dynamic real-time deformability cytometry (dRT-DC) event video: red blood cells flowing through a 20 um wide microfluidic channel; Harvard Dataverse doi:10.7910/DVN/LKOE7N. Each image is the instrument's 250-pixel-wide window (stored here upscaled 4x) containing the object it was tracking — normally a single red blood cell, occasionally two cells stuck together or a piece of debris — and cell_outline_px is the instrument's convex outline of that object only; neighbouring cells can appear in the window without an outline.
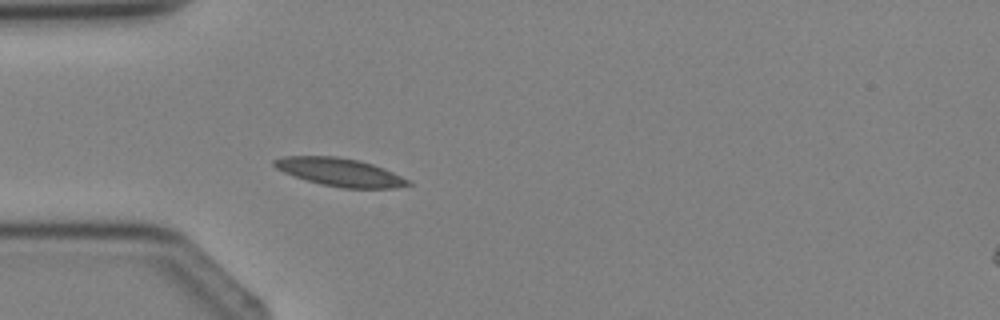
{"species": "Egyptian fruit bat (a non-hibernating species)", "species_latin": "Rousettus aegyptiacus", "temperature_condition": "cold", "stored_images_in_passage": 3, "camera_frame_rate_fps": 3000, "um_per_image_px": 0.085, "animal": {"sex": "female"}, "frame": {"image": 1, "passage_image": 3, "time_ms": 2.333, "image_size_px": [1000, 320], "cell_outline_px": [[412, 184], [396, 188], [344, 188], [320, 184], [284, 172], [276, 168], [272, 164], [272, 160], [284, 156], [336, 156], [360, 160], [384, 168], [408, 180]], "centroid_in_image_um": [28.88, 14.62], "position_along_channel_um": 56.1, "area_um2": 21.73}}